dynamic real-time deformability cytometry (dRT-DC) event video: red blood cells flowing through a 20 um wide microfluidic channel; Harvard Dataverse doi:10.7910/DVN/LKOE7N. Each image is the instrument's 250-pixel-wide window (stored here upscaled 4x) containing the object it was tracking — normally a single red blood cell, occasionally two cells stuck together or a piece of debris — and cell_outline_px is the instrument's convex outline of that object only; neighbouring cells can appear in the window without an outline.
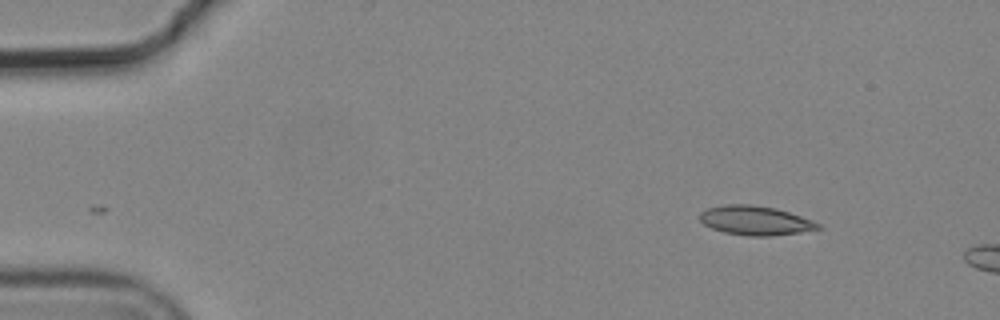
{"species": "common noctule bat (a hibernating species)", "species_latin": "Nyctalus noctula", "temperature_condition": "cold", "stored_images_in_passage": 3, "camera_frame_rate_fps": 3000, "um_per_image_px": 0.085, "animal": {"sex": "male", "body_mass_g": 19.2, "forearm_length_mm": 51.8}, "frame": {"image": 1, "passage_image": 1, "time_ms": 0.0, "image_size_px": [1000, 320], "cell_outline_px": [[824, 228], [800, 232], [772, 236], [748, 236], [724, 232], [712, 228], [704, 224], [700, 220], [700, 212], [708, 208], [724, 204], [752, 204], [776, 208], [812, 220], [820, 224]], "centroid_in_image_um": [64.21, 18.74], "position_along_channel_um": 20.8, "area_um2": 20.17}}